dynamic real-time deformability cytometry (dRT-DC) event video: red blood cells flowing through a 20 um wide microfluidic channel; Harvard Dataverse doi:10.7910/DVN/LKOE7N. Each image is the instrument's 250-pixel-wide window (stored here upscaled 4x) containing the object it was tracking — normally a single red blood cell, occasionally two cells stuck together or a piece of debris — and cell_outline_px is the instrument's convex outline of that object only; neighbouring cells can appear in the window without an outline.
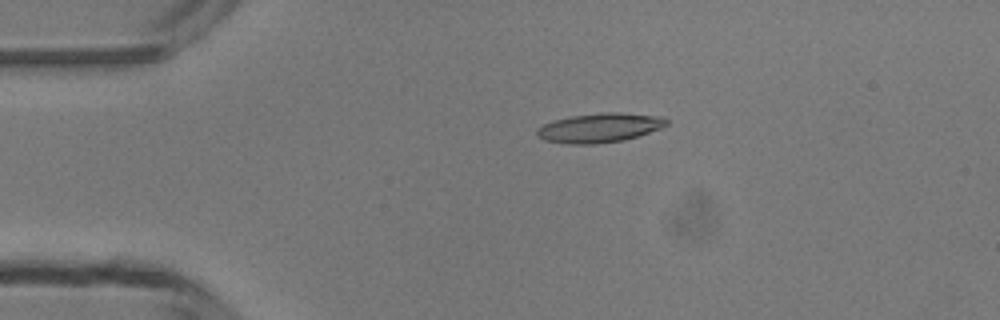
{"species": "common noctule bat (a hibernating species)", "species_latin": "Nyctalus noctula", "temperature_condition": "room temperature", "stored_images_in_passage": 4, "camera_frame_rate_fps": 3000, "um_per_image_px": 0.085, "animal": {"sex": "male", "body_mass_g": 13.3}, "frame": {"image": 1, "passage_image": 3, "time_ms": 2.333, "image_size_px": [1000, 320], "cell_outline_px": [[668, 124], [660, 128], [624, 140], [596, 144], [564, 144], [544, 140], [536, 136], [536, 128], [544, 124], [568, 116], [600, 112], [620, 112], [664, 116], [668, 120]], "centroid_in_image_um": [50.94, 10.85], "position_along_channel_um": 34.1, "area_um2": 22.37}}